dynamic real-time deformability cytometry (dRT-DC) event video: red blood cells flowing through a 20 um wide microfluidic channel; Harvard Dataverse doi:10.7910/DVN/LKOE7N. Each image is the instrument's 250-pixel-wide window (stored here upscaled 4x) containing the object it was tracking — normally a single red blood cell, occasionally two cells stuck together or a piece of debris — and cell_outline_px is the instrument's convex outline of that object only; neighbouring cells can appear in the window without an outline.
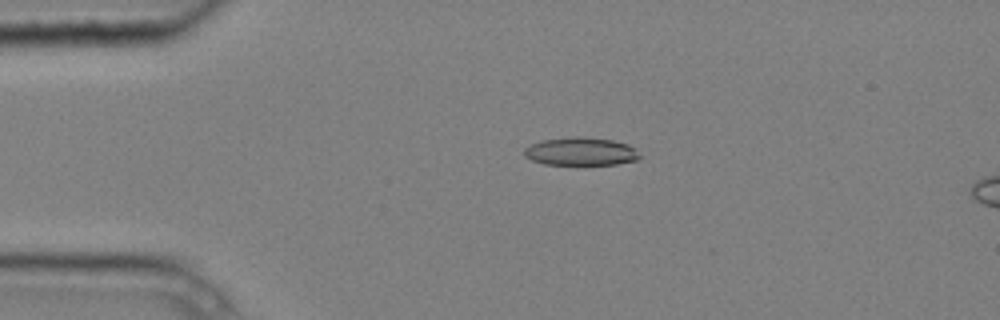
{"species": "common noctule bat (a hibernating species)", "species_latin": "Nyctalus noctula", "temperature_condition": "cold", "stored_images_in_passage": 5, "camera_frame_rate_fps": 3000, "um_per_image_px": 0.085, "animal": {"sex": "male", "body_mass_g": 20.4}, "frame": {"image": 1, "passage_image": 3, "time_ms": 0.667, "image_size_px": [1000, 320], "cell_outline_px": [[640, 156], [636, 160], [616, 164], [544, 164], [532, 160], [524, 156], [524, 148], [540, 140], [572, 136], [580, 136], [612, 140], [628, 144], [636, 148]], "centroid_in_image_um": [49.36, 12.86], "position_along_channel_um": 35.6, "area_um2": 18.9}}